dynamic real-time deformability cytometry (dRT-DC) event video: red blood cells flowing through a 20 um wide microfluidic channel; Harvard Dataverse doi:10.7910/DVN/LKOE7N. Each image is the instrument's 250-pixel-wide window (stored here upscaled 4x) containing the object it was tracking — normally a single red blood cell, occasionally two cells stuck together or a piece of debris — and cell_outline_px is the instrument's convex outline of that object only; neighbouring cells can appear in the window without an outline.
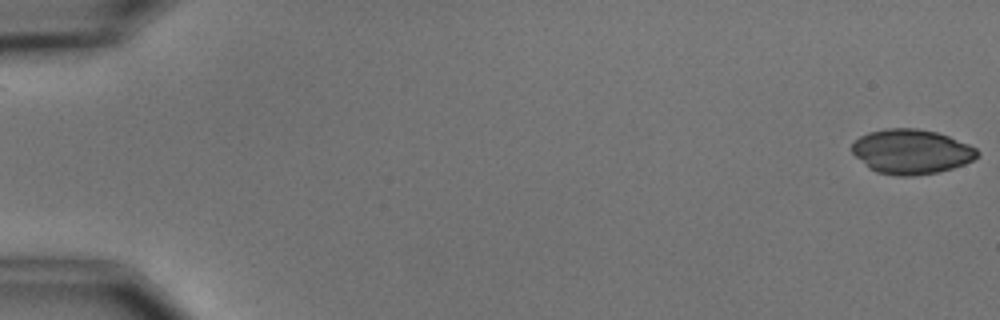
{"species": "common noctule bat (a hibernating species)", "species_latin": "Nyctalus noctula", "temperature_condition": "cold", "stored_images_in_passage": 5, "camera_frame_rate_fps": 3000, "um_per_image_px": 0.085, "animal": {"sex": "male", "body_mass_g": 15.6}, "frame": {"image": 1, "passage_image": 1, "time_ms": 0.0, "image_size_px": [1000, 320], "cell_outline_px": [[980, 156], [964, 164], [952, 168], [936, 172], [912, 176], [896, 176], [876, 172], [868, 168], [852, 152], [852, 144], [860, 136], [868, 132], [888, 128], [916, 128], [936, 132], [948, 136], [968, 144], [976, 148], [980, 152]], "centroid_in_image_um": [77.46, 12.89], "position_along_channel_um": 7.5, "area_um2": 32.6}}